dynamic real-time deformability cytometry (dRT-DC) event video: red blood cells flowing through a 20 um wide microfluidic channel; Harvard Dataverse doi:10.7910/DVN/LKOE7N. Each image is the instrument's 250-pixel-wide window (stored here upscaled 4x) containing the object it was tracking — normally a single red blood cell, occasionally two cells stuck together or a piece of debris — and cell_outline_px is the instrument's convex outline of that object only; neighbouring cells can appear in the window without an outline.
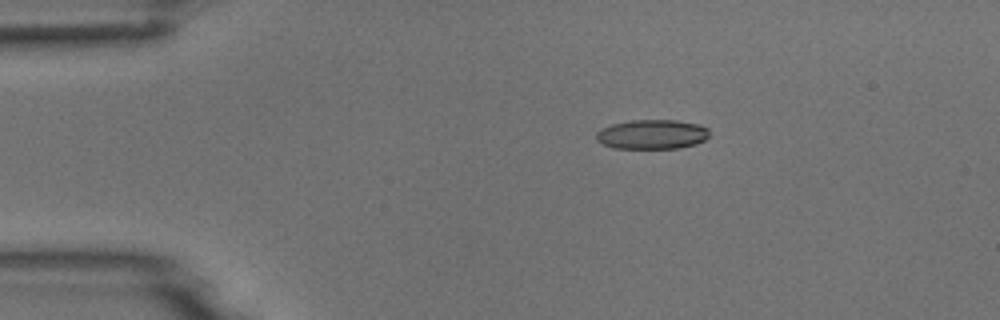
{"species": "common noctule bat (a hibernating species)", "species_latin": "Nyctalus noctula", "temperature_condition": "room temperature", "stored_images_in_passage": 5, "camera_frame_rate_fps": 3000, "um_per_image_px": 0.085, "animal": {"sex": "male", "body_mass_g": 18.8}, "frame": {"image": 1, "passage_image": 1, "time_ms": 0.0, "image_size_px": [1000, 320], "cell_outline_px": [[708, 136], [704, 140], [696, 144], [680, 148], [612, 148], [596, 140], [596, 132], [600, 128], [612, 124], [632, 120], [676, 120], [700, 124], [708, 128]], "centroid_in_image_um": [55.42, 11.41], "position_along_channel_um": 29.6, "area_um2": 19.54}}
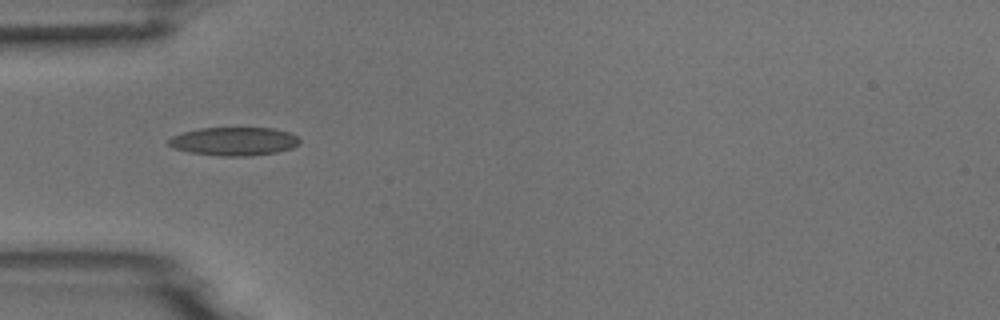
{"frame": {"image": 2, "passage_image": 3, "time_ms": 0.667, "image_size_px": [1000, 320], "cell_outline_px": [[300, 144], [292, 148], [276, 152], [248, 156], [220, 156], [188, 152], [176, 148], [168, 144], [168, 140], [172, 136], [184, 132], [200, 128], [272, 128], [288, 132], [296, 136], [300, 140]], "centroid_in_image_um": [19.9, 12.01], "position_along_channel_um": 65.1, "area_um2": 21.56}}